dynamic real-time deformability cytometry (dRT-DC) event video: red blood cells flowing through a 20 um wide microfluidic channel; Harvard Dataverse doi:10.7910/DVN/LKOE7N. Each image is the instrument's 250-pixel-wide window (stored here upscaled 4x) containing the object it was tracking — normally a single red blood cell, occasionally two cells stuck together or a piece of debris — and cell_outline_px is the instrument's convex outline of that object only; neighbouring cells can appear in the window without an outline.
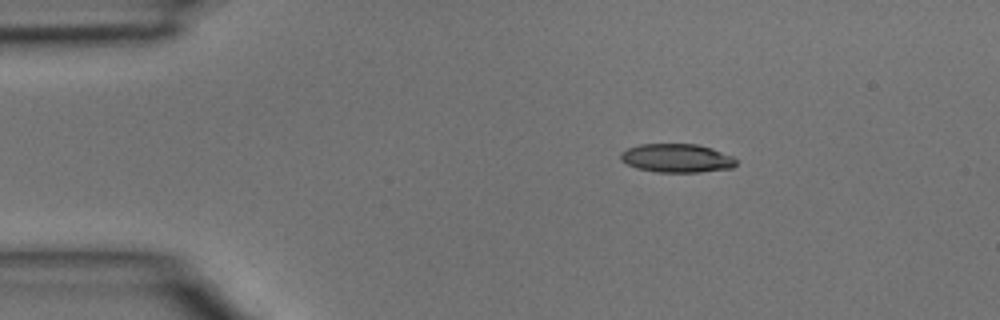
{"species": "common noctule bat (a hibernating species)", "species_latin": "Nyctalus noctula", "temperature_condition": "room temperature", "stored_images_in_passage": 2, "camera_frame_rate_fps": 3000, "um_per_image_px": 0.085, "animal": {"sex": "male", "body_mass_g": 15.6}, "frame": {"image": 1, "passage_image": 1, "time_ms": 0.0, "image_size_px": [1000, 320], "cell_outline_px": [[736, 164], [732, 168], [700, 172], [656, 172], [636, 168], [620, 160], [620, 152], [628, 148], [640, 144], [696, 144], [712, 148], [732, 156], [736, 160]], "centroid_in_image_um": [57.51, 13.44], "position_along_channel_um": 27.5, "area_um2": 19.31}}